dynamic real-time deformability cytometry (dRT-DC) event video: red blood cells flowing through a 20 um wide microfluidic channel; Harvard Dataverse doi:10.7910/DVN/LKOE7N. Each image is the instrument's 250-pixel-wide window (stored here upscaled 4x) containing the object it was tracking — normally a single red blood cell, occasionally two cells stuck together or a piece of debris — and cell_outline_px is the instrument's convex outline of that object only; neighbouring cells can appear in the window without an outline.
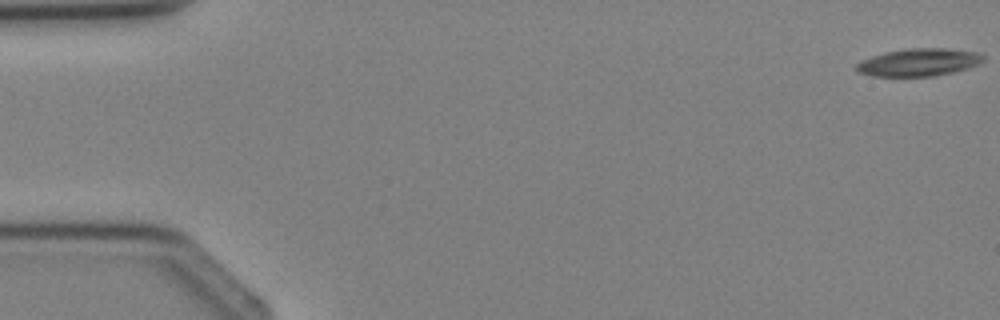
{"species": "Egyptian fruit bat (a non-hibernating species)", "species_latin": "Rousettus aegyptiacus", "temperature_condition": "cold", "stored_images_in_passage": 3, "camera_frame_rate_fps": 3000, "um_per_image_px": 0.085, "animal": {"sex": "female"}, "frame": {"image": 1, "passage_image": 1, "time_ms": 0.0, "image_size_px": [1000, 320], "cell_outline_px": [[984, 60], [968, 68], [952, 72], [932, 76], [872, 76], [856, 72], [856, 64], [872, 56], [884, 52], [908, 48], [948, 48], [976, 52], [984, 56]], "centroid_in_image_um": [78.07, 5.29], "position_along_channel_um": 6.9, "area_um2": 20.29}}